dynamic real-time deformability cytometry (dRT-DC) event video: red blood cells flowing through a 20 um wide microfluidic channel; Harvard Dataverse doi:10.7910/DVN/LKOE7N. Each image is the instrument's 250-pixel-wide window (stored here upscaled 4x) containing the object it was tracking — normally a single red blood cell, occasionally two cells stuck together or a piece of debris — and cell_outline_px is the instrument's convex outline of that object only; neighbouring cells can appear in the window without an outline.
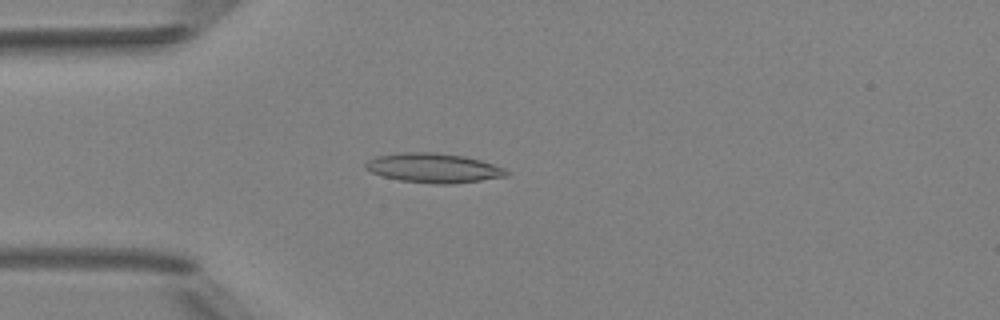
{"species": "Egyptian fruit bat (a non-hibernating species)", "species_latin": "Rousettus aegyptiacus", "temperature_condition": "room temperature", "stored_images_in_passage": 4, "camera_frame_rate_fps": 3000, "um_per_image_px": 0.085, "animal": {"sex": "female"}, "frame": {"image": 1, "passage_image": 4, "time_ms": 3.333, "image_size_px": [1000, 320], "cell_outline_px": [[508, 176], [452, 184], [436, 184], [400, 180], [380, 176], [364, 168], [364, 164], [368, 160], [376, 156], [400, 152], [436, 152], [464, 156], [480, 160], [504, 168], [508, 172]], "centroid_in_image_um": [36.81, 14.27], "position_along_channel_um": 48.2, "area_um2": 24.22}}